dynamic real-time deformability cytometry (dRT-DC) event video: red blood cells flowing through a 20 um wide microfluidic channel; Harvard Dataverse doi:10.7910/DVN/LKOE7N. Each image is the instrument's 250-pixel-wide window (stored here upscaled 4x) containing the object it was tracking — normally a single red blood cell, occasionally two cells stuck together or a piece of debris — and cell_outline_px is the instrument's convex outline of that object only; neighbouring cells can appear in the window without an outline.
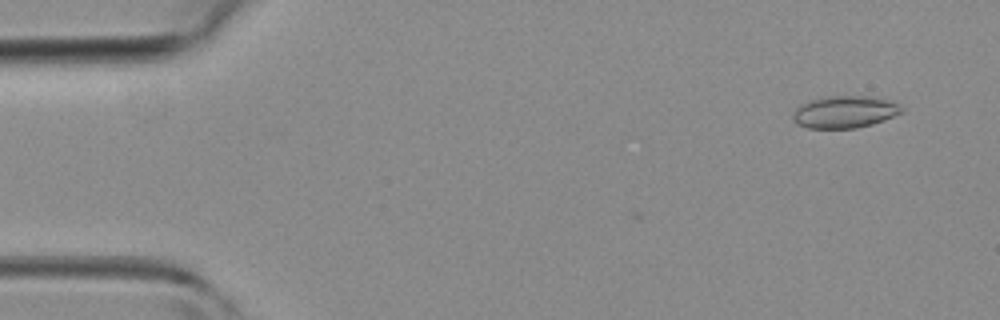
{"species": "common noctule bat (a hibernating species)", "species_latin": "Nyctalus noctula", "temperature_condition": "room temperature", "stored_images_in_passage": 7, "camera_frame_rate_fps": 3000, "um_per_image_px": 0.085, "animal": {"sex": "female", "body_mass_g": 19.3, "forearm_length_mm": 54.1}, "frame": {"image": 1, "passage_image": 3, "time_ms": 0.667, "image_size_px": [1000, 320], "cell_outline_px": [[904, 112], [884, 120], [872, 124], [856, 128], [808, 128], [796, 124], [792, 116], [796, 108], [800, 104], [808, 100], [828, 96], [868, 96], [900, 104], [904, 108]], "centroid_in_image_um": [71.79, 9.51], "position_along_channel_um": 13.2, "area_um2": 20.4}}